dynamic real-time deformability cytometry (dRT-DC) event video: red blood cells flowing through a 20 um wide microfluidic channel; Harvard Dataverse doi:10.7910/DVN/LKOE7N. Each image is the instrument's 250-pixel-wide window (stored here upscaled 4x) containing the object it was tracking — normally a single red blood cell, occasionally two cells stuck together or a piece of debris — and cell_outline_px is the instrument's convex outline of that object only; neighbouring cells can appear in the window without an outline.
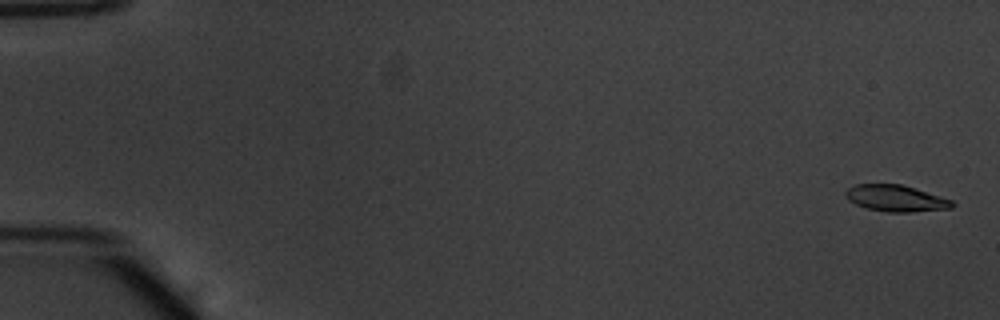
{"species": "common noctule bat (a hibernating species)", "species_latin": "Nyctalus noctula", "temperature_condition": "warm", "stored_images_in_passage": 54, "camera_frame_rate_fps": 3000, "um_per_image_px": 0.085, "animal": {"sex": "male", "body_mass_g": 20.1, "forearm_length_mm": 53.5}, "frame": {"image": 1, "passage_image": 2, "time_ms": 0.333, "image_size_px": [1000, 320], "cell_outline_px": [[956, 204], [952, 208], [908, 212], [888, 212], [864, 208], [848, 200], [844, 192], [848, 188], [856, 184], [900, 184], [952, 200]], "centroid_in_image_um": [76.12, 16.86], "position_along_channel_um": 8.9, "area_um2": 16.3}}
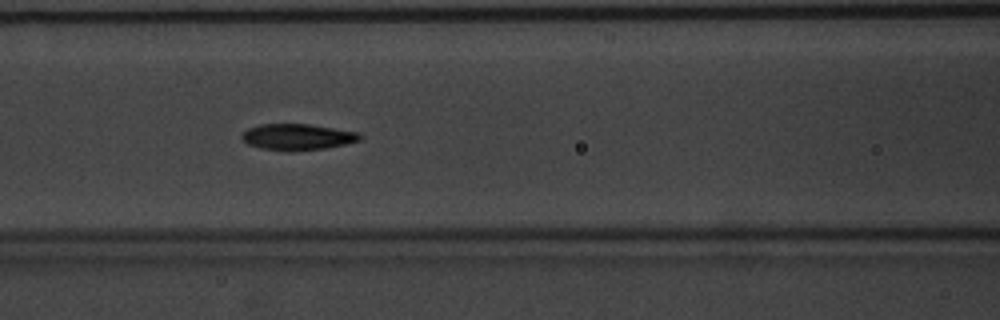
{"frame": {"image": 2, "passage_image": 25, "time_ms": 8.0, "image_size_px": [1000, 320], "cell_outline_px": [[364, 136], [360, 140], [344, 144], [324, 148], [260, 148], [248, 144], [240, 136], [248, 128], [260, 124], [308, 124], [356, 132]], "centroid_in_image_um": [25.28, 11.59], "position_along_channel_um": 141.3, "area_um2": 16.99}}
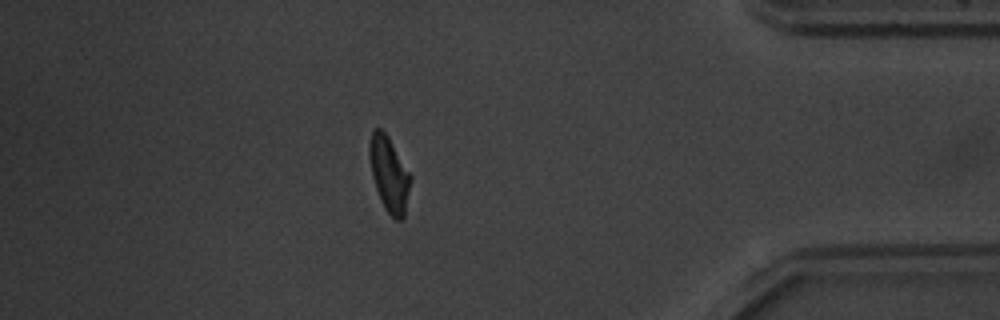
{"frame": {"image": 3, "passage_image": 48, "time_ms": 15.667, "image_size_px": [1000, 320], "cell_outline_px": [[412, 180], [404, 216], [400, 220], [396, 220], [384, 208], [380, 200], [372, 176], [368, 156], [368, 144], [372, 128], [380, 128], [388, 136], [412, 176]], "centroid_in_image_um": [33.06, 14.77], "position_along_channel_um": 402.1, "area_um2": 18.21}, "authors_computed_cell_mechanics": {"area_um2": 17.6868, "velocity_mm_per_s": 3.8393, "shape_relaxation_time_tau1_ms": 3.1187, "shape_relaxation_time_tau2_ms": 2.6446, "deformation_change_tau1": 0.1764, "deformation_change_tau2": 0.073}}